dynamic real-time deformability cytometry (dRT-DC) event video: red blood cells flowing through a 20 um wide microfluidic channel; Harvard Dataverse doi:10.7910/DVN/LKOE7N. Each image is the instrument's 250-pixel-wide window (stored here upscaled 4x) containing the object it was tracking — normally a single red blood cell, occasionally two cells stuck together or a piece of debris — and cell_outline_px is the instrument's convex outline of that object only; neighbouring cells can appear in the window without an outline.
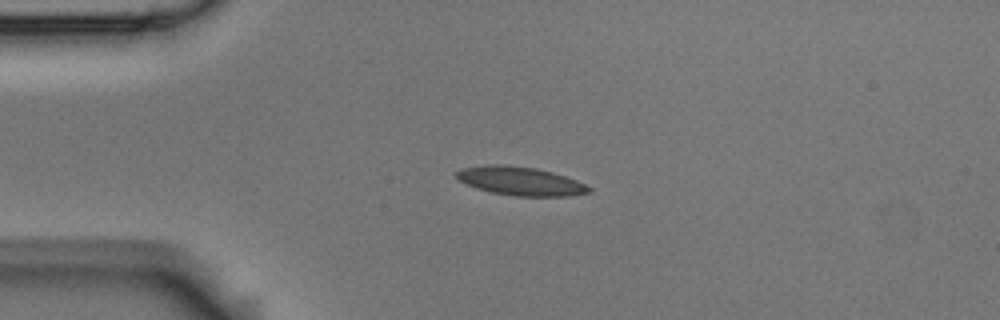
{"species": "Egyptian fruit bat (a non-hibernating species)", "species_latin": "Rousettus aegyptiacus", "temperature_condition": "room temperature", "stored_images_in_passage": 6, "camera_frame_rate_fps": 3000, "um_per_image_px": 0.085, "animal": {"sex": "male"}, "frame": {"image": 1, "passage_image": 3, "time_ms": 0.667, "image_size_px": [1000, 320], "cell_outline_px": [[592, 192], [568, 196], [516, 196], [492, 192], [476, 188], [460, 180], [452, 172], [460, 168], [488, 164], [504, 164], [536, 168], [552, 172], [576, 180], [592, 188]], "centroid_in_image_um": [44.21, 15.38], "position_along_channel_um": 40.8, "area_um2": 22.14}}
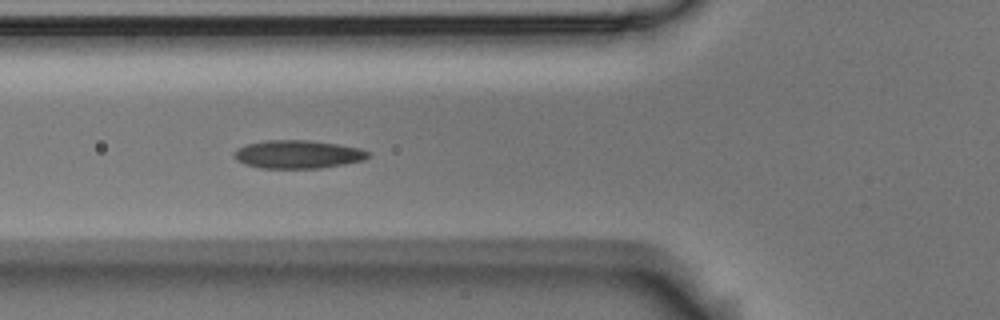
{"frame": {"image": 2, "passage_image": 5, "time_ms": 1.333, "image_size_px": [1000, 320], "cell_outline_px": [[372, 152], [364, 160], [344, 164], [320, 168], [260, 168], [244, 164], [236, 160], [232, 156], [232, 152], [244, 144], [268, 140], [308, 140], [336, 144], [360, 148]], "centroid_in_image_um": [25.28, 13.12], "position_along_channel_um": 100.5, "area_um2": 22.2}}
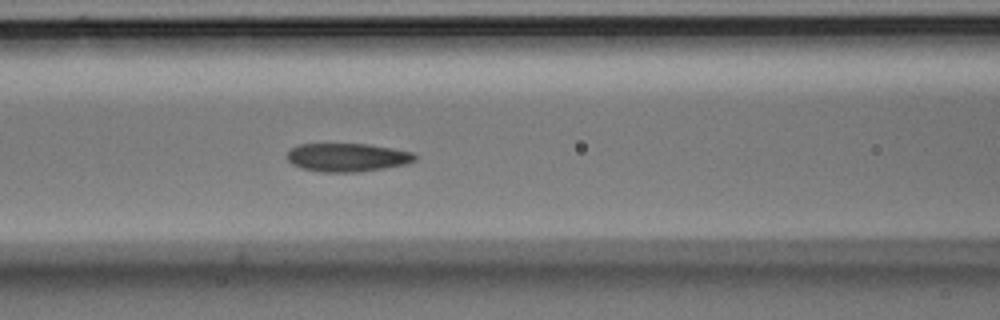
{"frame": {"image": 3, "passage_image": 6, "time_ms": 1.667, "image_size_px": [1000, 320], "cell_outline_px": [[416, 160], [408, 164], [384, 168], [356, 172], [324, 172], [300, 168], [292, 164], [284, 156], [292, 148], [300, 144], [368, 144], [392, 148], [412, 152], [416, 156]], "centroid_in_image_um": [29.51, 13.38], "position_along_channel_um": 137.1, "area_um2": 21.21}}